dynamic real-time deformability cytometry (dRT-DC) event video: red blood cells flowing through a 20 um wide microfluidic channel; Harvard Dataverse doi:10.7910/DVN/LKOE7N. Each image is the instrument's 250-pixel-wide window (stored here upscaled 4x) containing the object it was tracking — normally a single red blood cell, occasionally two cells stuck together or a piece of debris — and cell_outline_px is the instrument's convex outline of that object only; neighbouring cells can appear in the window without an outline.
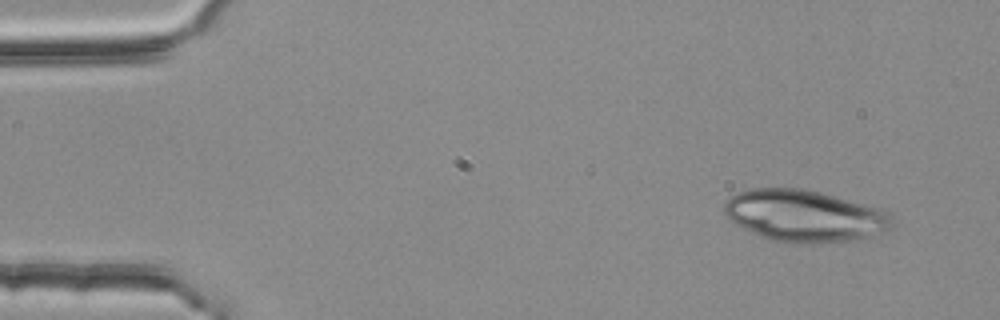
{"species": "common noctule bat (a hibernating species)", "species_latin": "Nyctalus noctula", "temperature_condition": "room temperature", "stored_images_in_passage": 4, "camera_frame_rate_fps": 3000, "um_per_image_px": 0.085, "animal": {"sex": "female", "body_mass_g": 25.1}, "frame": {"image": 1, "passage_image": 1, "time_ms": 0.0, "image_size_px": [1000, 320], "cell_outline_px": [[896, 224], [892, 228], [884, 232], [856, 240], [776, 240], [760, 236], [736, 224], [724, 212], [724, 204], [736, 192], [748, 188], [804, 188], [820, 192], [876, 208], [888, 212], [892, 216]], "centroid_in_image_um": [68.39, 18.29], "position_along_channel_um": 16.6, "area_um2": 49.25}}